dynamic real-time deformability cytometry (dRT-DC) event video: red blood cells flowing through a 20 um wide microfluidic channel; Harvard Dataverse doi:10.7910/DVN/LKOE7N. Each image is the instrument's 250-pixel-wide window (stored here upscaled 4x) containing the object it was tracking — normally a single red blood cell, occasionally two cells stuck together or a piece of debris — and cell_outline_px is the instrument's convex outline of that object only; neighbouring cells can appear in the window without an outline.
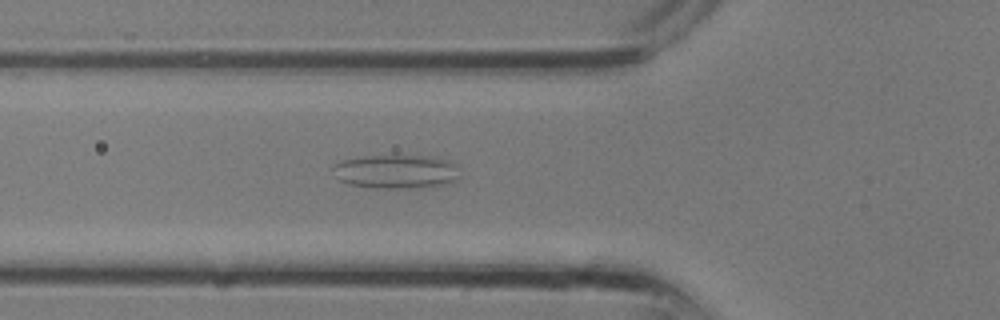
{"species": "common noctule bat (a hibernating species)", "species_latin": "Nyctalus noctula", "temperature_condition": "room temperature", "stored_images_in_passage": 19, "camera_frame_rate_fps": 3000, "um_per_image_px": 0.085, "animal": {"sex": "male", "body_mass_g": 13.3}, "frame": {"image": 1, "passage_image": 11, "time_ms": 3.333, "image_size_px": [1000, 320], "cell_outline_px": [[460, 176], [456, 180], [444, 184], [420, 188], [376, 188], [348, 184], [340, 180], [332, 168], [332, 164], [344, 160], [364, 156], [416, 156], [448, 160], [452, 164]], "centroid_in_image_um": [33.62, 14.6], "position_along_channel_um": 92.2, "area_um2": 24.62}}
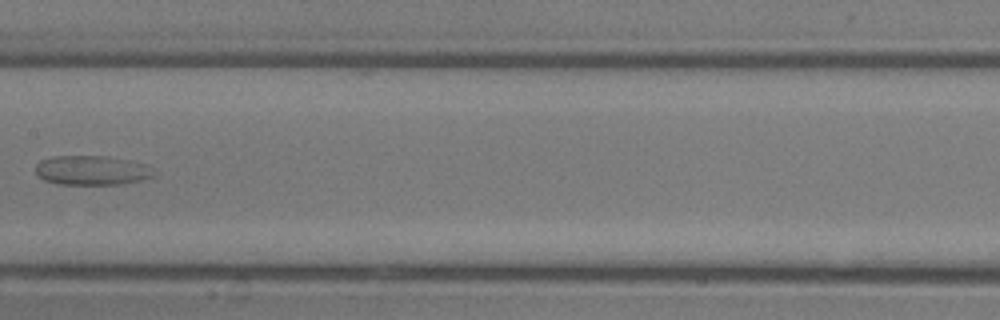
{"frame": {"image": 2, "passage_image": 16, "time_ms": 5.0, "image_size_px": [1000, 320], "cell_outline_px": [[156, 172], [152, 176], [140, 180], [124, 184], [60, 184], [44, 180], [36, 176], [36, 164], [40, 160], [52, 156], [104, 156], [128, 160], [144, 164]], "centroid_in_image_um": [7.76, 14.48], "position_along_channel_um": 199.6, "area_um2": 20.23}}